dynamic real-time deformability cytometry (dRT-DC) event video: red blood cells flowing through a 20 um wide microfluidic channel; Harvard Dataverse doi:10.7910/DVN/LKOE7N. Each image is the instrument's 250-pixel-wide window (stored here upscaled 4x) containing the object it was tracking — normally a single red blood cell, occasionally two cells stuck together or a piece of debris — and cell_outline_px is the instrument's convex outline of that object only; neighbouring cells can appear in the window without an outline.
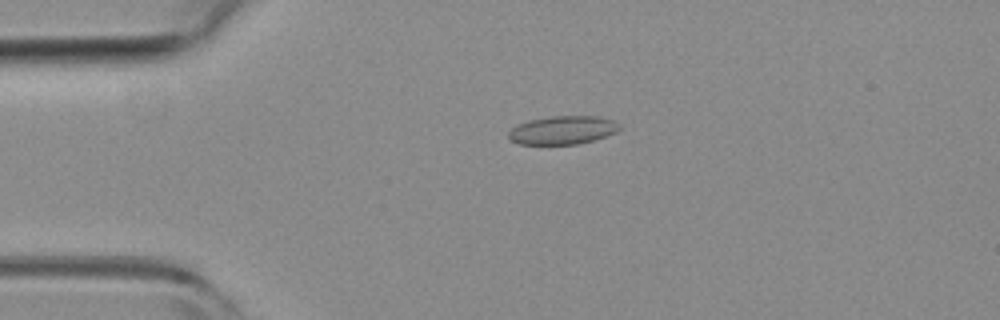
{"species": "common noctule bat (a hibernating species)", "species_latin": "Nyctalus noctula", "temperature_condition": "room temperature", "stored_images_in_passage": 45, "camera_frame_rate_fps": 3000, "um_per_image_px": 0.085, "animal": {"sex": "female", "body_mass_g": 19.3, "forearm_length_mm": 54.1}, "frame": {"image": 1, "passage_image": 5, "time_ms": 1.333, "image_size_px": [1000, 320], "cell_outline_px": [[620, 128], [616, 132], [592, 140], [576, 144], [520, 144], [512, 140], [508, 136], [508, 132], [516, 124], [528, 120], [552, 116], [600, 116], [612, 120], [620, 124]], "centroid_in_image_um": [47.81, 11.04], "position_along_channel_um": 37.2, "area_um2": 18.26}}
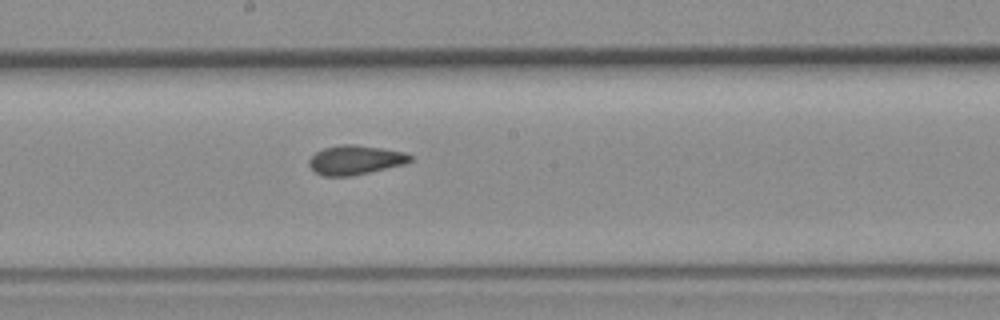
{"frame": {"image": 2, "passage_image": 21, "time_ms": 6.667, "image_size_px": [1000, 320], "cell_outline_px": [[412, 160], [404, 164], [352, 176], [324, 176], [316, 172], [308, 164], [308, 160], [316, 152], [324, 148], [340, 144], [352, 144], [380, 148], [404, 152], [412, 156]], "centroid_in_image_um": [30.18, 13.59], "position_along_channel_um": 218.0, "area_um2": 17.11}}
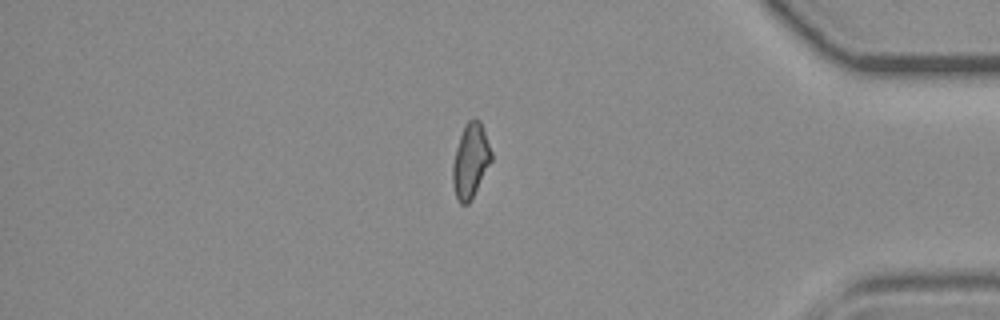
{"frame": {"image": 3, "passage_image": 37, "time_ms": 12.0, "image_size_px": [1000, 320], "cell_outline_px": [[492, 160], [468, 204], [460, 204], [456, 196], [452, 184], [452, 164], [456, 148], [464, 124], [468, 120], [480, 120], [492, 152]], "centroid_in_image_um": [39.98, 13.66], "position_along_channel_um": 395.2, "area_um2": 16.53}, "authors_computed_cell_mechanics": {"area_um2": 17.051, "velocity_mm_per_s": 3.9518, "shape_relaxation_time_tau1_ms": null, "shape_relaxation_time_tau2_ms": 1.9021, "deformation_change_tau1": null, "deformation_change_tau2": 0.0849}}